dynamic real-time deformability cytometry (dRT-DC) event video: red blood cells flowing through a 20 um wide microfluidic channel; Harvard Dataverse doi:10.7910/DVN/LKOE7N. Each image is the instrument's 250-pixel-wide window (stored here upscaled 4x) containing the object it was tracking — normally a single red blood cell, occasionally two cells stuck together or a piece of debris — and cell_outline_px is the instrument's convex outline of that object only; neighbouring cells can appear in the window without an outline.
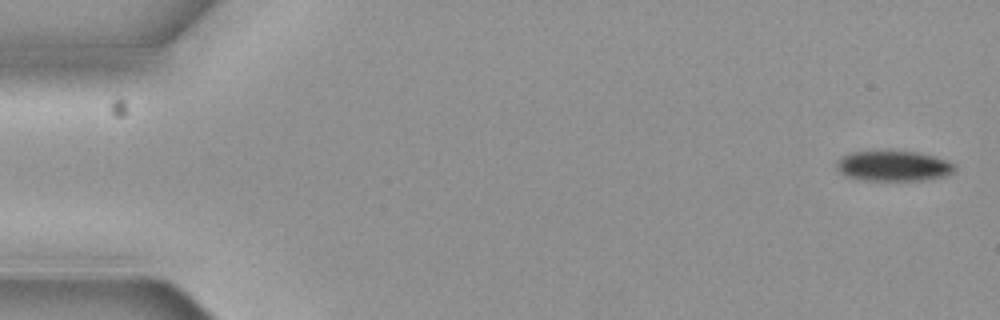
{"species": "common noctule bat (a hibernating species)", "species_latin": "Nyctalus noctula", "temperature_condition": "cold", "stored_images_in_passage": 10, "camera_frame_rate_fps": 3000, "um_per_image_px": 0.085, "animal": {"sex": "female", "body_mass_g": 19.3, "forearm_length_mm": 54.1}, "frame": {"image": 1, "passage_image": 1, "time_ms": 0.0, "image_size_px": [1000, 320], "cell_outline_px": [[956, 172], [948, 176], [924, 180], [864, 180], [844, 176], [836, 168], [836, 160], [840, 156], [848, 152], [872, 148], [888, 148], [920, 152], [936, 156], [948, 160], [956, 164]], "centroid_in_image_um": [75.93, 14.04], "position_along_channel_um": 9.1, "area_um2": 22.48}}
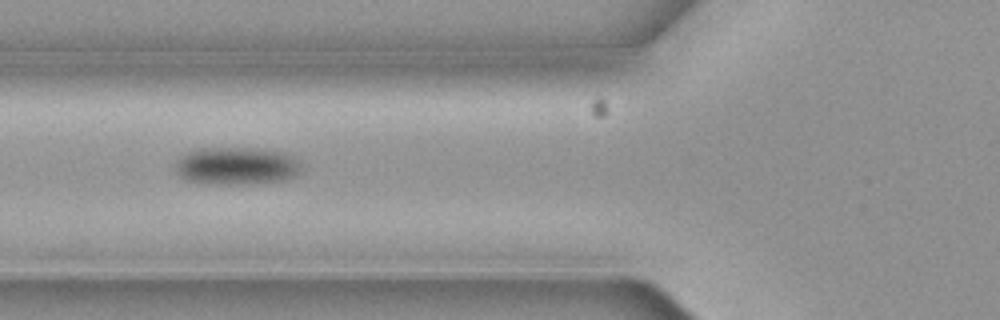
{"frame": {"image": 2, "passage_image": 6, "time_ms": 1.667, "image_size_px": [1000, 320], "cell_outline_px": [[304, 168], [296, 176], [288, 180], [252, 184], [216, 184], [184, 180], [176, 172], [176, 160], [180, 156], [196, 148], [248, 148], [284, 152], [292, 156]], "centroid_in_image_um": [20.12, 14.11], "position_along_channel_um": 105.7, "area_um2": 27.98}}
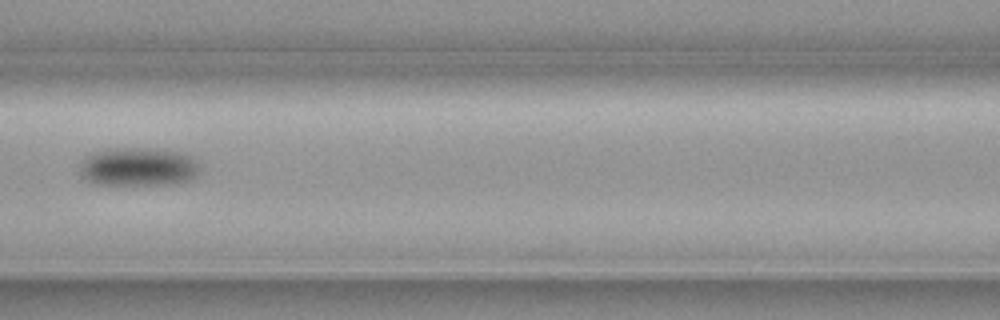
{"frame": {"image": 3, "passage_image": 7, "time_ms": 2.0, "image_size_px": [1000, 320], "cell_outline_px": [[200, 172], [192, 180], [176, 184], [96, 184], [80, 176], [80, 164], [84, 156], [92, 152], [108, 148], [148, 148], [180, 152], [192, 156], [200, 164]], "centroid_in_image_um": [11.77, 14.17], "position_along_channel_um": 154.8, "area_um2": 27.46}}